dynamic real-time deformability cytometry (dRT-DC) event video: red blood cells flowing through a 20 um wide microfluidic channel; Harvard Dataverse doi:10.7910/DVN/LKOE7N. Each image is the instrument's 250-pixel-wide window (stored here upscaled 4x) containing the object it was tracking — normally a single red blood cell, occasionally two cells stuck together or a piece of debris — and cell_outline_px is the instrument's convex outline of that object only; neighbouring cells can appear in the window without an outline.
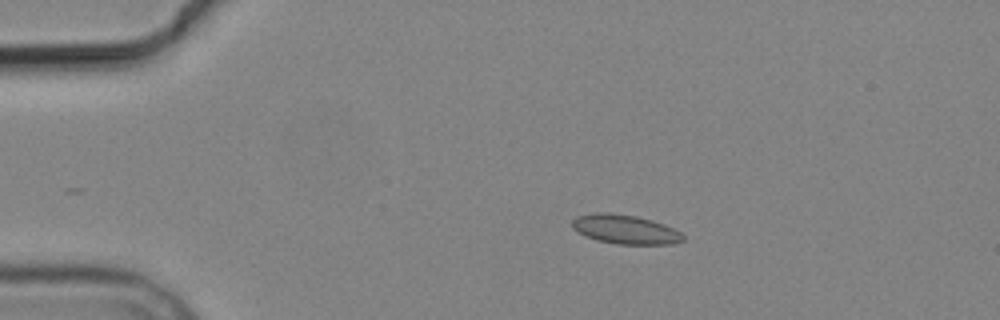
{"species": "common noctule bat (a hibernating species)", "species_latin": "Nyctalus noctula", "temperature_condition": "cold", "stored_images_in_passage": 5, "camera_frame_rate_fps": 3000, "um_per_image_px": 0.085, "animal": {"sex": "male", "body_mass_g": 19.2, "forearm_length_mm": 51.8}, "frame": {"image": 1, "passage_image": 3, "time_ms": 2.333, "image_size_px": [1000, 320], "cell_outline_px": [[684, 240], [672, 244], [616, 244], [596, 240], [584, 236], [572, 228], [572, 220], [576, 216], [596, 212], [608, 212], [636, 216], [652, 220], [664, 224], [680, 232], [684, 236]], "centroid_in_image_um": [53.11, 19.49], "position_along_channel_um": 31.9, "area_um2": 18.96}}